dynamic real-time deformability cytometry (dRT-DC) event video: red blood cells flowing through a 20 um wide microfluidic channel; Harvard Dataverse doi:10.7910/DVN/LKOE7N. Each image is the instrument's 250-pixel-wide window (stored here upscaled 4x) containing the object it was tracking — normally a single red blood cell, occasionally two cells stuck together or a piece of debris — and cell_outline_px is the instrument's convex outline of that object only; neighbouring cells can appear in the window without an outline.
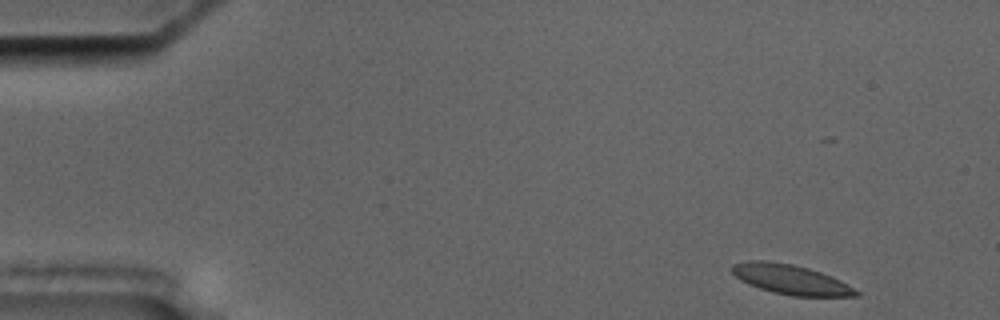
{"species": "common noctule bat (a hibernating species)", "species_latin": "Nyctalus noctula", "temperature_condition": "cold", "stored_images_in_passage": 54, "camera_frame_rate_fps": 3000, "um_per_image_px": 0.085, "animal": {"sex": "male", "body_mass_g": 17.5, "forearm_length_mm": 52.3}, "frame": {"image": 1, "passage_image": 1, "time_ms": 0.0, "image_size_px": [1000, 320], "cell_outline_px": [[860, 296], [792, 296], [772, 292], [748, 284], [740, 280], [728, 268], [732, 264], [748, 260], [768, 260], [792, 264], [808, 268], [820, 272], [840, 280], [860, 292]], "centroid_in_image_um": [67.16, 23.74], "position_along_channel_um": 17.8, "area_um2": 21.56}}
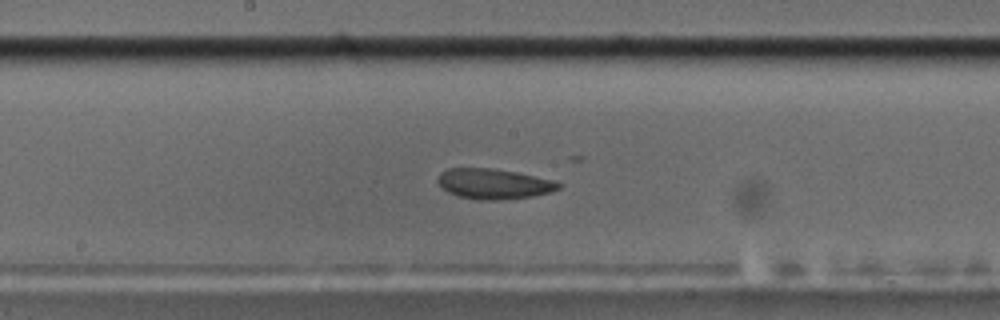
{"frame": {"image": 2, "passage_image": 26, "time_ms": 8.333, "image_size_px": [1000, 320], "cell_outline_px": [[560, 188], [552, 192], [532, 196], [496, 200], [476, 200], [460, 196], [448, 192], [436, 180], [436, 176], [440, 172], [448, 168], [492, 168], [516, 172], [552, 180], [560, 184]], "centroid_in_image_um": [41.93, 15.62], "position_along_channel_um": 206.3, "area_um2": 21.21}}
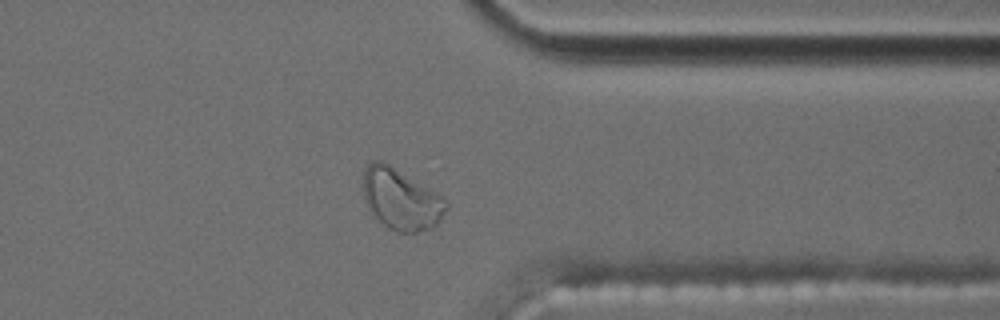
{"frame": {"image": 3, "passage_image": 41, "time_ms": 13.333, "image_size_px": [1000, 320], "cell_outline_px": [[448, 208], [440, 220], [432, 228], [416, 232], [396, 232], [388, 228], [368, 208], [364, 196], [364, 168], [372, 160], [384, 160], [444, 196], [448, 204]], "centroid_in_image_um": [34.11, 16.9], "position_along_channel_um": 377.3, "area_um2": 29.77}}